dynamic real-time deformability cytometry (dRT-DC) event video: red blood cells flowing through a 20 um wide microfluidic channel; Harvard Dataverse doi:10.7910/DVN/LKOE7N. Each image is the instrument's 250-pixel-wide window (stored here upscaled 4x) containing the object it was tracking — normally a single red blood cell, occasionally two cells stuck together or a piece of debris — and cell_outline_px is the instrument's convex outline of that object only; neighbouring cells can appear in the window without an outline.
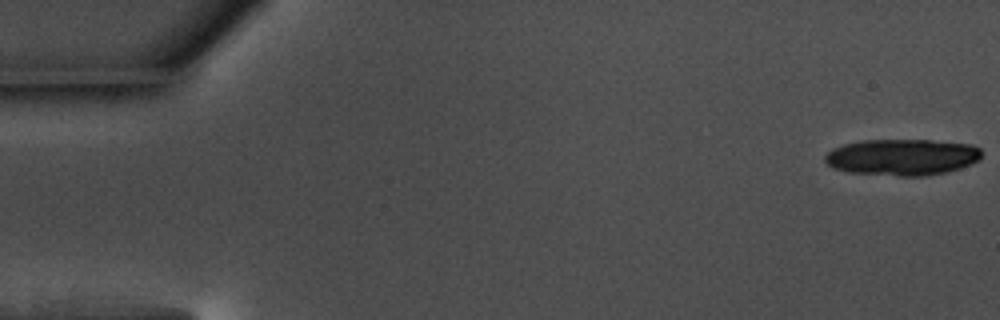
{"species": "common noctule bat (a hibernating species)", "species_latin": "Nyctalus noctula", "temperature_condition": "warm", "stored_images_in_passage": 18, "camera_frame_rate_fps": 3000, "um_per_image_px": 0.085, "animal": {"sex": "male", "body_mass_g": 17.5, "forearm_length_mm": 52.3}, "frame": {"image": 1, "passage_image": 1, "time_ms": 0.0, "image_size_px": [1000, 320], "cell_outline_px": [[980, 160], [972, 164], [960, 168], [944, 172], [924, 176], [900, 176], [848, 172], [832, 168], [824, 160], [824, 156], [832, 148], [844, 144], [860, 140], [928, 140], [972, 144], [980, 148]], "centroid_in_image_um": [76.66, 13.35], "position_along_channel_um": 8.3, "area_um2": 33.35}}